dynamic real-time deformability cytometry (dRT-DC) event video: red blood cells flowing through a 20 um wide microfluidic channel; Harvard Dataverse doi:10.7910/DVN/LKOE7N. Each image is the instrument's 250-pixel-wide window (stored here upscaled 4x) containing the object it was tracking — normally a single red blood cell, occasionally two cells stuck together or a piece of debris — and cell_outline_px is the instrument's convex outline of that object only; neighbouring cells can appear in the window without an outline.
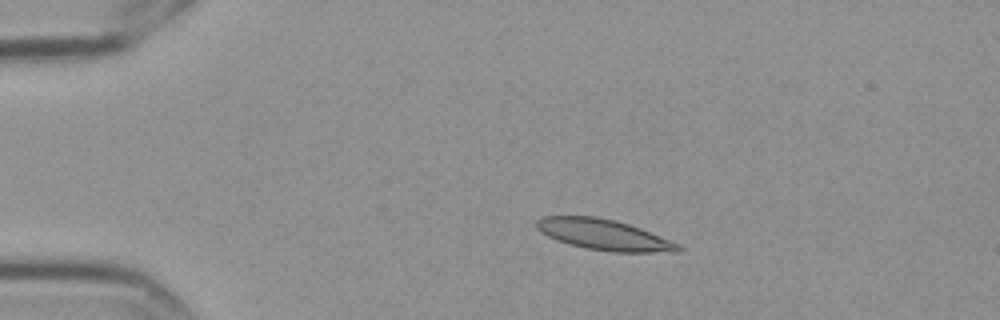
{"species": "Egyptian fruit bat (a non-hibernating species)", "species_latin": "Rousettus aegyptiacus", "temperature_condition": "cold", "stored_images_in_passage": 9, "camera_frame_rate_fps": 3000, "um_per_image_px": 0.085, "frame": {"image": 1, "passage_image": 3, "time_ms": 0.667, "image_size_px": [1000, 320], "cell_outline_px": [[684, 248], [680, 252], [612, 252], [588, 248], [556, 240], [540, 232], [536, 228], [536, 220], [544, 216], [596, 216], [616, 220], [640, 228], [680, 244]], "centroid_in_image_um": [51.35, 19.95], "position_along_channel_um": 33.6, "area_um2": 25.32}}
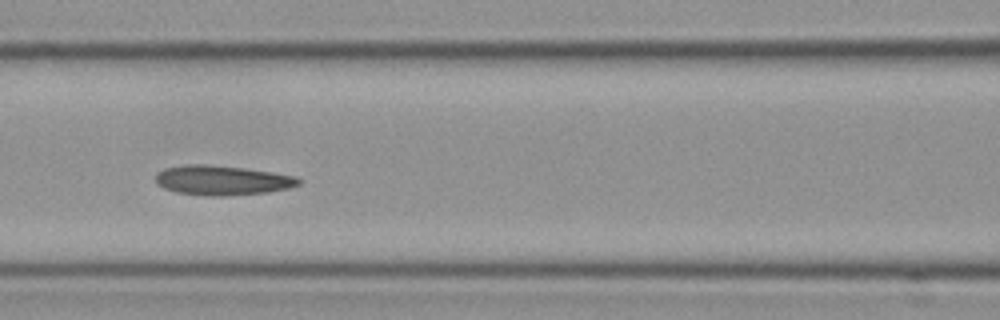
{"frame": {"image": 2, "passage_image": 7, "time_ms": 2.0, "image_size_px": [1000, 320], "cell_outline_px": [[304, 180], [300, 184], [292, 188], [268, 192], [224, 196], [208, 196], [176, 192], [164, 188], [156, 184], [156, 172], [164, 168], [188, 164], [200, 164], [244, 168], [272, 172], [296, 176]], "centroid_in_image_um": [18.91, 15.33], "position_along_channel_um": 147.7, "area_um2": 24.91}}
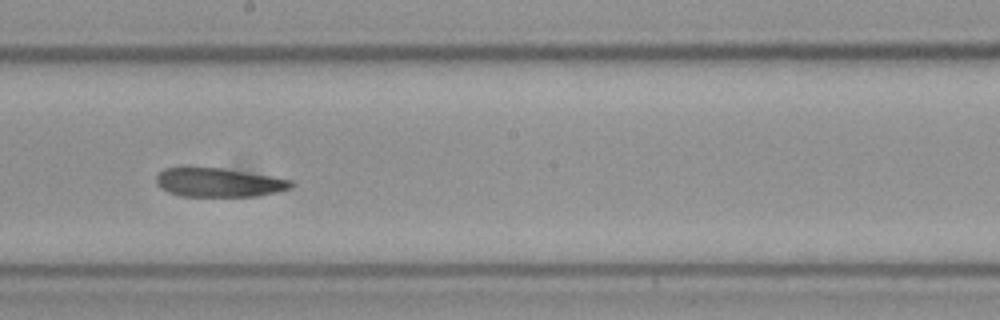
{"frame": {"image": 3, "passage_image": 9, "time_ms": 2.667, "image_size_px": [1000, 320], "cell_outline_px": [[296, 184], [292, 188], [280, 192], [256, 196], [180, 196], [168, 192], [160, 188], [156, 184], [156, 176], [164, 168], [220, 168], [272, 176], [292, 180]], "centroid_in_image_um": [18.64, 15.52], "position_along_channel_um": 229.6, "area_um2": 22.77}}